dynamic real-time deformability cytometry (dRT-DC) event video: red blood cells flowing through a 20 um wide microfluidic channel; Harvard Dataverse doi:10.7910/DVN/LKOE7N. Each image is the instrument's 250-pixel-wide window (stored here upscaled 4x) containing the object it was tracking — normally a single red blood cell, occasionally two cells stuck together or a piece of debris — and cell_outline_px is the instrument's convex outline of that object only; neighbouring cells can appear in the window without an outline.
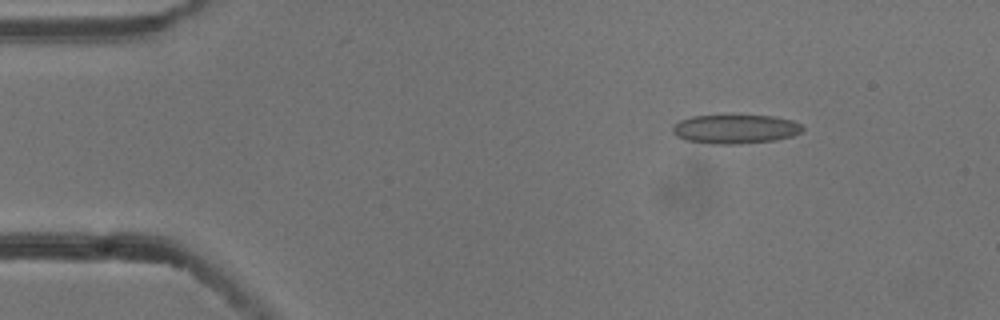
{"species": "common noctule bat (a hibernating species)", "species_latin": "Nyctalus noctula", "temperature_condition": "cold", "stored_images_in_passage": 5, "camera_frame_rate_fps": 3000, "um_per_image_px": 0.085, "animal": {"sex": "male", "body_mass_g": 13.3}, "frame": {"image": 1, "passage_image": 2, "time_ms": 0.333, "image_size_px": [1000, 320], "cell_outline_px": [[804, 128], [800, 132], [792, 136], [776, 140], [736, 144], [712, 144], [684, 140], [676, 136], [672, 132], [672, 128], [680, 120], [692, 116], [772, 116], [792, 120], [800, 124]], "centroid_in_image_um": [62.48, 10.98], "position_along_channel_um": 22.5, "area_um2": 21.85}}
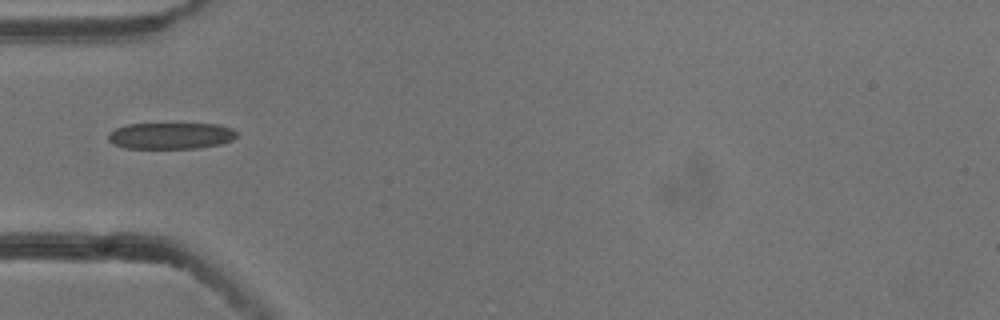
{"frame": {"image": 2, "passage_image": 5, "time_ms": 1.333, "image_size_px": [1000, 320], "cell_outline_px": [[236, 136], [232, 140], [220, 144], [200, 148], [124, 148], [112, 144], [108, 140], [108, 136], [116, 128], [128, 124], [216, 124], [232, 128], [236, 132]], "centroid_in_image_um": [14.52, 11.54], "position_along_channel_um": 70.5, "area_um2": 19.71}}